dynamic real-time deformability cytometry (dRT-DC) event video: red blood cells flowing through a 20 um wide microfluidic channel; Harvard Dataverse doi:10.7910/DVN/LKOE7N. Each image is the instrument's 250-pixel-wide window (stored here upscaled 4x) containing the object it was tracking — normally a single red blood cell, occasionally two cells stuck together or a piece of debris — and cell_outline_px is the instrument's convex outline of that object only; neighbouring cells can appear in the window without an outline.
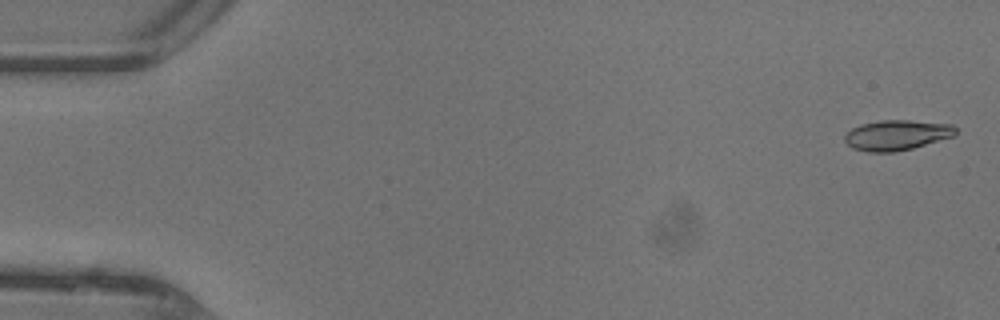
{"species": "common noctule bat (a hibernating species)", "species_latin": "Nyctalus noctula", "temperature_condition": "warm", "stored_images_in_passage": 46, "camera_frame_rate_fps": 3000, "um_per_image_px": 0.085, "animal": {"sex": "female"}, "frame": {"image": 1, "passage_image": 1, "time_ms": 0.0, "image_size_px": [1000, 320], "cell_outline_px": [[956, 132], [952, 136], [912, 148], [892, 152], [868, 152], [852, 148], [844, 140], [844, 136], [852, 128], [860, 124], [880, 120], [908, 120], [952, 124], [956, 128]], "centroid_in_image_um": [76.19, 11.47], "position_along_channel_um": 8.8, "area_um2": 19.36}}
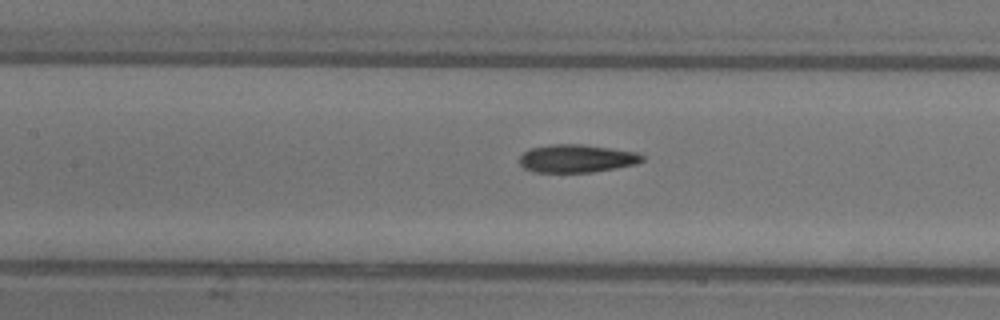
{"frame": {"image": 2, "passage_image": 21, "time_ms": 6.667, "image_size_px": [1000, 320], "cell_outline_px": [[644, 160], [636, 164], [592, 172], [536, 172], [524, 168], [520, 164], [520, 156], [524, 152], [532, 148], [552, 144], [580, 144], [636, 152], [644, 156]], "centroid_in_image_um": [49.01, 13.47], "position_along_channel_um": 158.4, "area_um2": 19.77}}
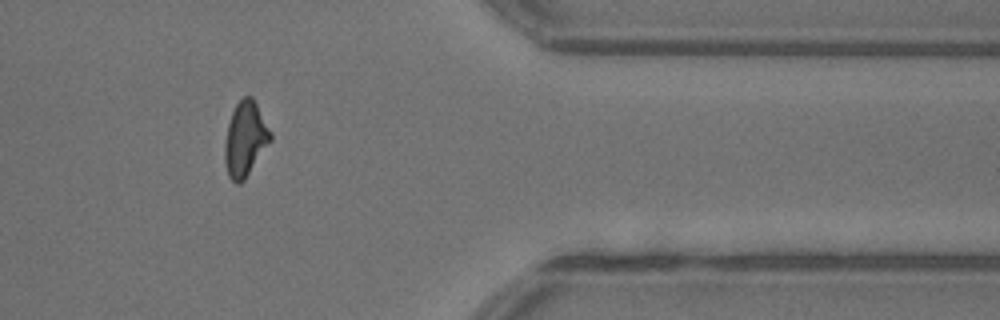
{"frame": {"image": 3, "passage_image": 38, "time_ms": 12.333, "image_size_px": [1000, 320], "cell_outline_px": [[272, 140], [244, 180], [240, 184], [236, 184], [228, 176], [224, 160], [224, 144], [228, 124], [232, 112], [236, 104], [244, 96], [252, 96], [272, 132]], "centroid_in_image_um": [20.85, 11.83], "position_along_channel_um": 390.6, "area_um2": 20.0}, "authors_computed_cell_mechanics": {"area_um2": 19.7098, "velocity_mm_per_s": 4.4831, "shape_relaxation_time_tau1_ms": 6.1149, "shape_relaxation_time_tau2_ms": 2.065, "deformation_change_tau1": 0.2035, "deformation_change_tau2": 0.1089}}